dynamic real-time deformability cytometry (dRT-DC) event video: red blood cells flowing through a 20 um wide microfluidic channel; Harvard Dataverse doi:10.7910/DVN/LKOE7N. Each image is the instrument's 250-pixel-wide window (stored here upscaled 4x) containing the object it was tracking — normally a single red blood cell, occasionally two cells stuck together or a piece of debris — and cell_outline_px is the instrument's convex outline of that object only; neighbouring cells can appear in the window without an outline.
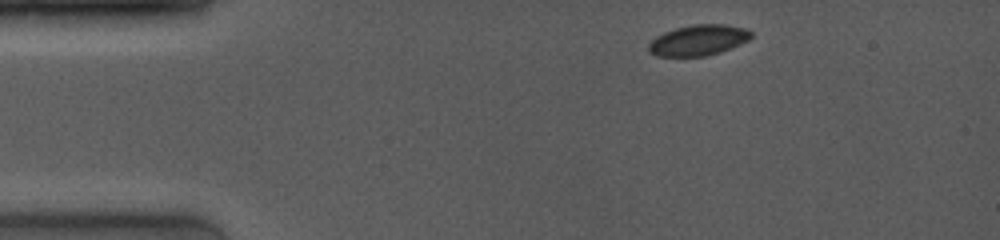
{"species": "common noctule bat (a hibernating species)", "species_latin": "Nyctalus noctula", "temperature_condition": "room temperature", "stored_images_in_passage": 6, "camera_frame_rate_fps": 4000, "um_per_image_px": 0.085, "animal": {"sex": "female", "body_mass_g": 19.0, "forearm_length_mm": 53.3}, "frame": {"image": 1, "passage_image": 1, "time_ms": 0.0, "image_size_px": [1000, 240], "cell_outline_px": [[752, 36], [748, 40], [740, 44], [720, 52], [704, 56], [656, 56], [648, 52], [648, 44], [656, 36], [664, 32], [676, 28], [692, 24], [724, 24], [744, 28], [752, 32]], "centroid_in_image_um": [59.34, 3.41], "position_along_channel_um": 25.7, "area_um2": 18.32}}